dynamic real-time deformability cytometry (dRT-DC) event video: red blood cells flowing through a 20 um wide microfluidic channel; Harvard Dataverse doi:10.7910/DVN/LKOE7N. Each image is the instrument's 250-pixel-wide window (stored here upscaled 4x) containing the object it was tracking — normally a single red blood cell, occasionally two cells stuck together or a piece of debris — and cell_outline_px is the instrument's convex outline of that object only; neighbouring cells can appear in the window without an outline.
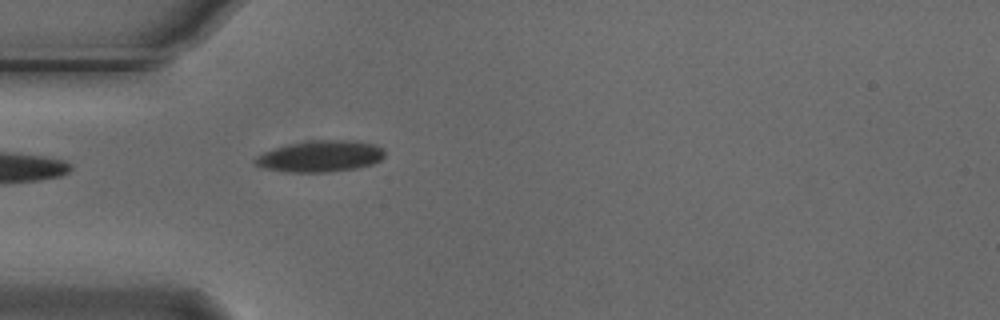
{"species": "Egyptian fruit bat (a non-hibernating species)", "species_latin": "Rousettus aegyptiacus", "temperature_condition": "cold", "stored_images_in_passage": 5, "camera_frame_rate_fps": 3000, "um_per_image_px": 0.085, "animal": {"sex": "male"}, "frame": {"image": 1, "passage_image": 5, "time_ms": 1.333, "image_size_px": [1000, 320], "cell_outline_px": [[384, 156], [380, 160], [372, 164], [356, 168], [328, 172], [288, 172], [264, 168], [252, 164], [252, 160], [256, 156], [272, 148], [288, 144], [312, 140], [356, 140], [376, 144], [384, 148]], "centroid_in_image_um": [27.21, 13.27], "position_along_channel_um": 57.8, "area_um2": 23.99}}